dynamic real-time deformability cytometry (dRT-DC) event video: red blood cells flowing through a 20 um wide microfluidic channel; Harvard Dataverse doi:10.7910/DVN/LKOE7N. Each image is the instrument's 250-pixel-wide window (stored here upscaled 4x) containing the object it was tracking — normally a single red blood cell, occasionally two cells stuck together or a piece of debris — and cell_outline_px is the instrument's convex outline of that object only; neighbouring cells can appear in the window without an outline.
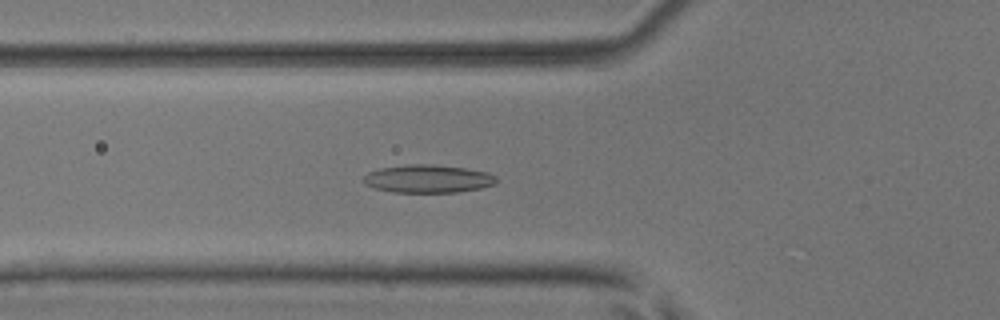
{"species": "common noctule bat (a hibernating species)", "species_latin": "Nyctalus noctula", "temperature_condition": "room temperature", "stored_images_in_passage": 54, "camera_frame_rate_fps": 3000, "um_per_image_px": 0.085, "animal": {"sex": "male", "body_mass_g": 17.9, "forearm_length_mm": 54.2}, "frame": {"image": 1, "passage_image": 20, "time_ms": 6.333, "image_size_px": [1000, 320], "cell_outline_px": [[496, 184], [480, 188], [456, 192], [392, 192], [376, 188], [364, 184], [364, 176], [368, 172], [380, 168], [408, 164], [428, 164], [464, 168], [488, 172], [496, 176]], "centroid_in_image_um": [36.37, 15.19], "position_along_channel_um": 89.4, "area_um2": 21.56}}
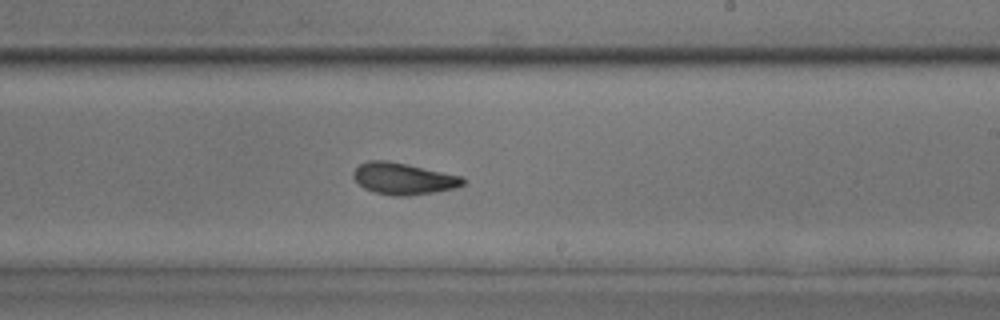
{"frame": {"image": 2, "passage_image": 33, "time_ms": 10.667, "image_size_px": [1000, 320], "cell_outline_px": [[464, 184], [456, 188], [408, 196], [392, 196], [372, 192], [364, 188], [352, 176], [352, 172], [360, 164], [368, 160], [388, 160], [408, 164], [460, 176], [464, 180]], "centroid_in_image_um": [34.24, 15.18], "position_along_channel_um": 254.8, "area_um2": 20.17}}
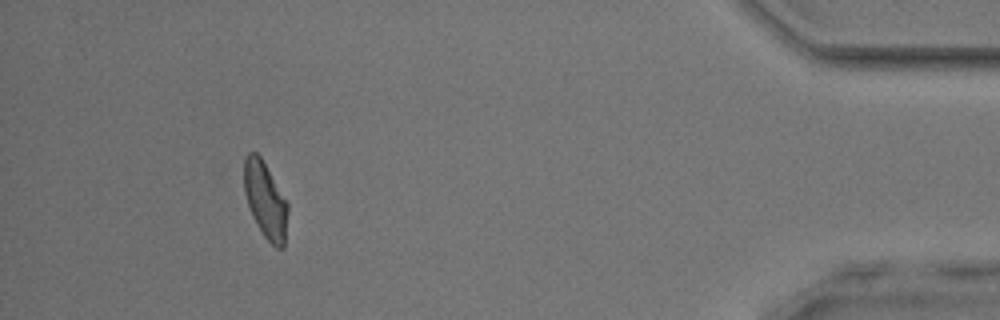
{"frame": {"image": 3, "passage_image": 50, "time_ms": 16.333, "image_size_px": [1000, 320], "cell_outline_px": [[288, 212], [284, 248], [276, 248], [264, 236], [248, 204], [244, 192], [244, 156], [248, 152], [256, 152], [260, 156], [288, 204]], "centroid_in_image_um": [22.56, 16.99], "position_along_channel_um": 412.6, "area_um2": 19.02}, "authors_computed_cell_mechanics": {"area_um2": 20.1722, "velocity_mm_per_s": 3.8226, "shape_relaxation_time_tau1_ms": 7.9676, "shape_relaxation_time_tau2_ms": 1.8689, "deformation_change_tau1": 0.1969, "deformation_change_tau2": 0.0775}}